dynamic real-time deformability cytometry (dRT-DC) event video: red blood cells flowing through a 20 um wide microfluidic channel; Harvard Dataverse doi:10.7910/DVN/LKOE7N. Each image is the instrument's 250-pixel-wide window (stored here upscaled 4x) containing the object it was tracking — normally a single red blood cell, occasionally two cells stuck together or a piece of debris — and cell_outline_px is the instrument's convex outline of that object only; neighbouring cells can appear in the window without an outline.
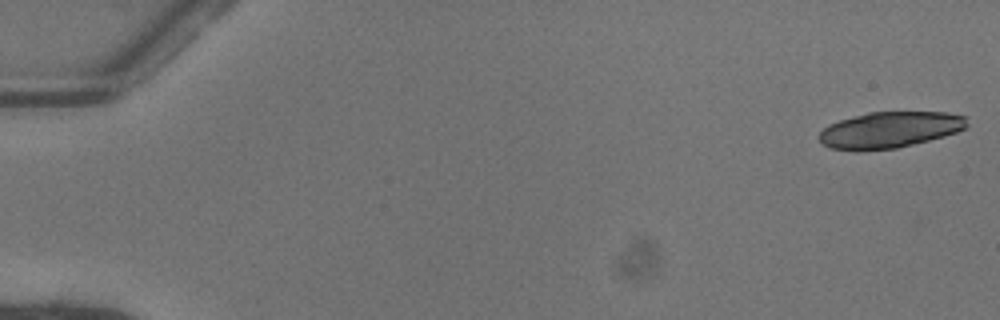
{"species": "common noctule bat (a hibernating species)", "species_latin": "Nyctalus noctula", "temperature_condition": "warm", "stored_images_in_passage": 19, "camera_frame_rate_fps": 3000, "um_per_image_px": 0.085, "animal": {"sex": "female"}, "frame": {"image": 1, "passage_image": 1, "time_ms": 0.0, "image_size_px": [1000, 320], "cell_outline_px": [[968, 128], [944, 136], [896, 148], [828, 148], [816, 136], [828, 124], [840, 120], [868, 112], [948, 112], [968, 116]], "centroid_in_image_um": [75.7, 10.99], "position_along_channel_um": 9.3, "area_um2": 30.63}}